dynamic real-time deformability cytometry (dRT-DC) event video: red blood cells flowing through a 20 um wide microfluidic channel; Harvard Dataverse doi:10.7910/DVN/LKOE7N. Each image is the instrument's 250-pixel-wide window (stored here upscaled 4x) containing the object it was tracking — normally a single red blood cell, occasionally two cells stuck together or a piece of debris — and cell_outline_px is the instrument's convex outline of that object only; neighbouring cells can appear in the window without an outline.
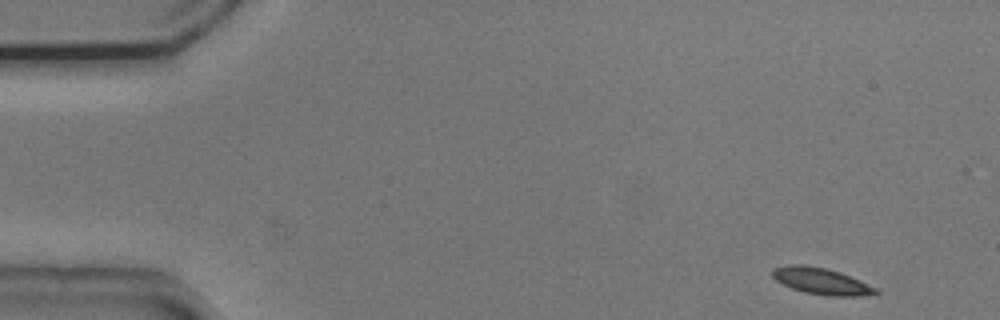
{"species": "common noctule bat (a hibernating species)", "species_latin": "Nyctalus noctula", "temperature_condition": "cold", "stored_images_in_passage": 51, "camera_frame_rate_fps": 3000, "um_per_image_px": 0.085, "animal": {"sex": "male", "body_mass_g": 20.5, "forearm_length_mm": 52.5}, "frame": {"image": 1, "passage_image": 1, "time_ms": 0.0, "image_size_px": [1000, 320], "cell_outline_px": [[880, 292], [860, 296], [828, 296], [804, 292], [792, 288], [776, 280], [772, 276], [772, 268], [792, 264], [804, 264], [824, 268], [840, 272], [880, 288]], "centroid_in_image_um": [69.85, 23.9], "position_along_channel_um": 15.2, "area_um2": 16.01}}
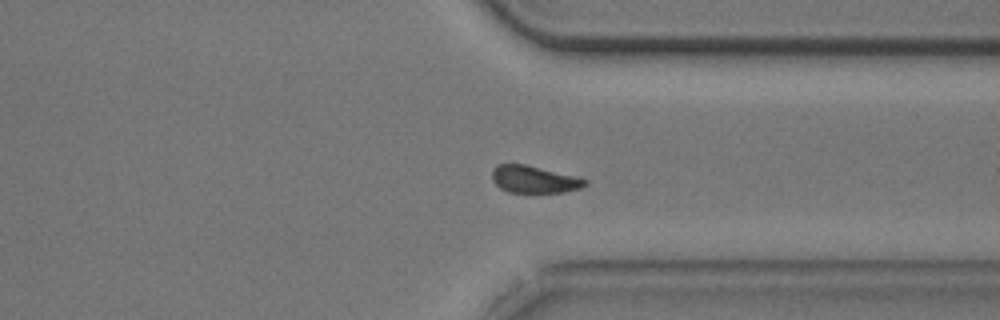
{"frame": {"image": 2, "passage_image": 38, "time_ms": 12.333, "image_size_px": [1000, 320], "cell_outline_px": [[588, 184], [580, 188], [560, 192], [508, 192], [500, 188], [492, 180], [492, 172], [496, 164], [524, 164], [576, 176], [588, 180]], "centroid_in_image_um": [45.39, 15.24], "position_along_channel_um": 366.0, "area_um2": 14.62}}
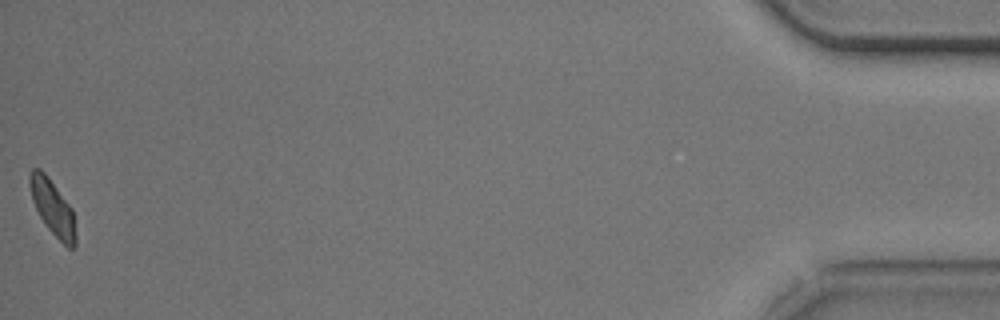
{"frame": {"image": 3, "passage_image": 51, "time_ms": 16.667, "image_size_px": [1000, 320], "cell_outline_px": [[76, 244], [72, 248], [68, 248], [48, 228], [40, 216], [32, 200], [28, 184], [28, 176], [32, 168], [40, 168], [48, 176], [72, 208], [76, 236]], "centroid_in_image_um": [4.45, 17.6], "position_along_channel_um": 430.7, "area_um2": 14.74}, "authors_computed_cell_mechanics": {"area_um2": 15.4904, "velocity_mm_per_s": 3.7324, "shape_relaxation_time_tau1_ms": 2.0794, "shape_relaxation_time_tau2_ms": null, "deformation_change_tau1": 0.0758, "deformation_change_tau2": null}}